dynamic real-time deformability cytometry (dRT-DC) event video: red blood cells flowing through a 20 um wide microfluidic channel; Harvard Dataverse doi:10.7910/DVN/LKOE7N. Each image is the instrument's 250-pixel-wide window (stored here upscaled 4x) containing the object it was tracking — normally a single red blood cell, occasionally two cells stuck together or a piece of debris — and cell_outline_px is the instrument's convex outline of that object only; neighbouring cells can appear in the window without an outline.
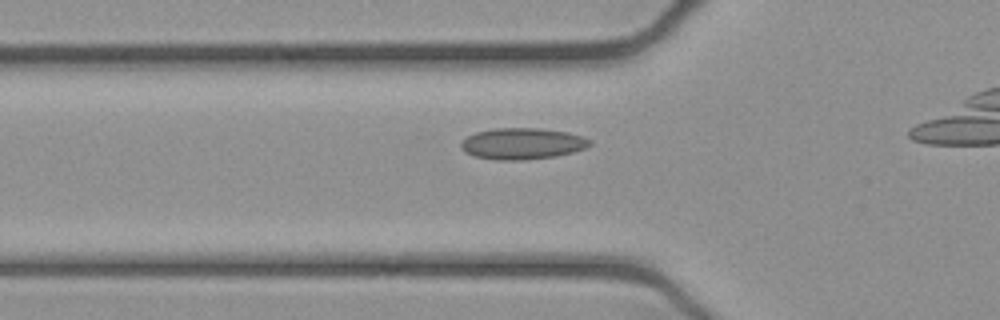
{"species": "common noctule bat (a hibernating species)", "species_latin": "Nyctalus noctula", "temperature_condition": "cold", "stored_images_in_passage": 30, "camera_frame_rate_fps": 3000, "um_per_image_px": 0.085, "animal": {"sex": "female", "body_mass_g": 21.9}, "frame": {"image": 1, "passage_image": 12, "time_ms": 3.667, "image_size_px": [1000, 320], "cell_outline_px": [[592, 144], [584, 148], [572, 152], [556, 156], [524, 160], [496, 160], [472, 156], [464, 152], [460, 148], [460, 144], [468, 136], [476, 132], [496, 128], [540, 128], [568, 132], [584, 136], [592, 140]], "centroid_in_image_um": [44.4, 12.21], "position_along_channel_um": 81.4, "area_um2": 23.7}}
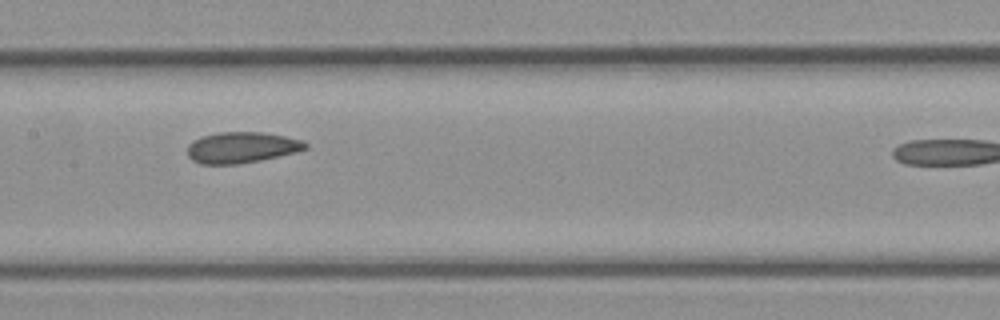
{"frame": {"image": 2, "passage_image": 20, "time_ms": 6.333, "image_size_px": [1000, 320], "cell_outline_px": [[308, 148], [296, 152], [260, 160], [236, 164], [200, 164], [192, 160], [188, 156], [188, 144], [192, 140], [204, 136], [220, 132], [264, 132], [284, 136], [300, 140], [308, 144]], "centroid_in_image_um": [20.52, 12.53], "position_along_channel_um": 186.9, "area_um2": 21.21}}
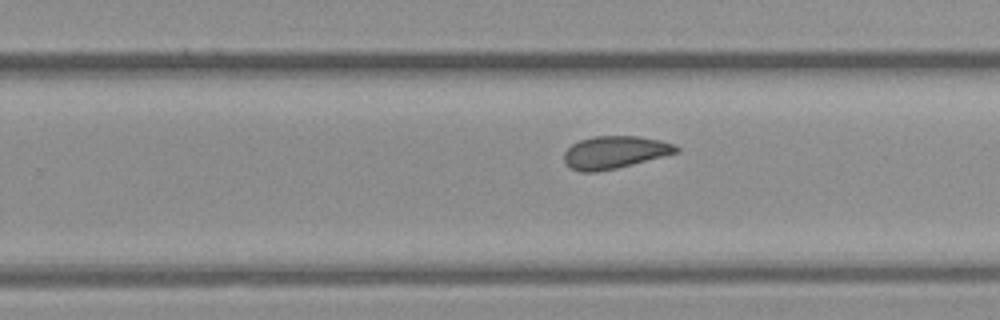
{"frame": {"image": 3, "passage_image": 27, "time_ms": 8.667, "image_size_px": [1000, 320], "cell_outline_px": [[680, 152], [616, 168], [596, 172], [580, 172], [572, 168], [564, 160], [564, 152], [572, 144], [580, 140], [592, 136], [640, 136], [660, 140], [676, 144], [680, 148]], "centroid_in_image_um": [52.28, 12.93], "position_along_channel_um": 277.5, "area_um2": 21.27}}